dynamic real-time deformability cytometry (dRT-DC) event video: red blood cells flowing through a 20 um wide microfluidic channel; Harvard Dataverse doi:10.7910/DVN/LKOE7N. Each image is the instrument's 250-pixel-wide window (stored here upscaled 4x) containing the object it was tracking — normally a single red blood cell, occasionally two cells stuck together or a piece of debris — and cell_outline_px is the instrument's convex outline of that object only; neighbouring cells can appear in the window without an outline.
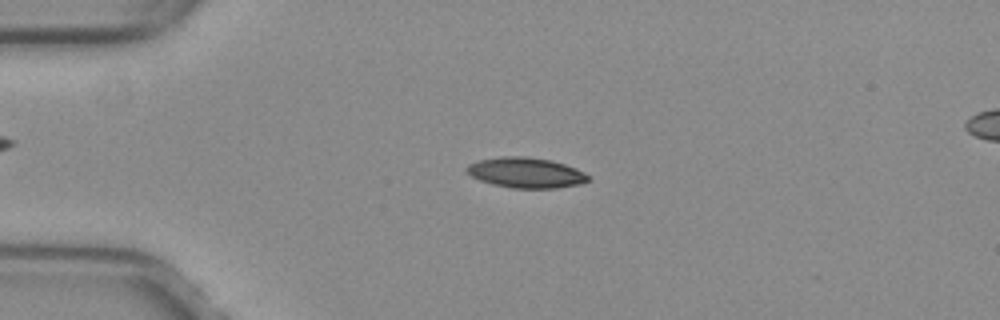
{"species": "common noctule bat (a hibernating species)", "species_latin": "Nyctalus noctula", "temperature_condition": "warm", "stored_images_in_passage": 51, "camera_frame_rate_fps": 3000, "um_per_image_px": 0.085, "animal": {"sex": "female", "body_mass_g": 29.2, "forearm_length_mm": 56.3}, "frame": {"image": 1, "passage_image": 12, "time_ms": 3.667, "image_size_px": [1000, 320], "cell_outline_px": [[588, 180], [580, 184], [556, 188], [512, 188], [492, 184], [480, 180], [464, 172], [464, 168], [468, 164], [476, 160], [500, 156], [524, 156], [552, 160], [576, 168], [584, 172], [588, 176]], "centroid_in_image_um": [44.64, 14.67], "position_along_channel_um": 40.4, "area_um2": 21.68}}
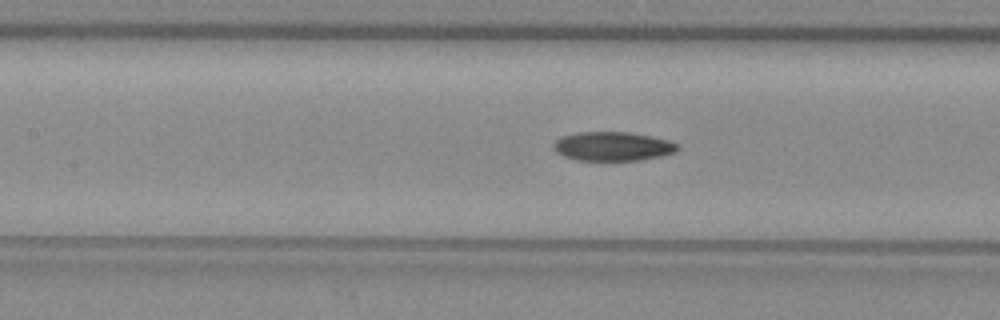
{"frame": {"image": 2, "passage_image": 23, "time_ms": 7.333, "image_size_px": [1000, 320], "cell_outline_px": [[680, 148], [676, 152], [660, 156], [640, 160], [576, 160], [564, 156], [556, 152], [552, 148], [552, 144], [560, 136], [576, 132], [632, 132], [652, 136], [668, 140], [680, 144]], "centroid_in_image_um": [52.08, 12.43], "position_along_channel_um": 155.3, "area_um2": 21.27}}
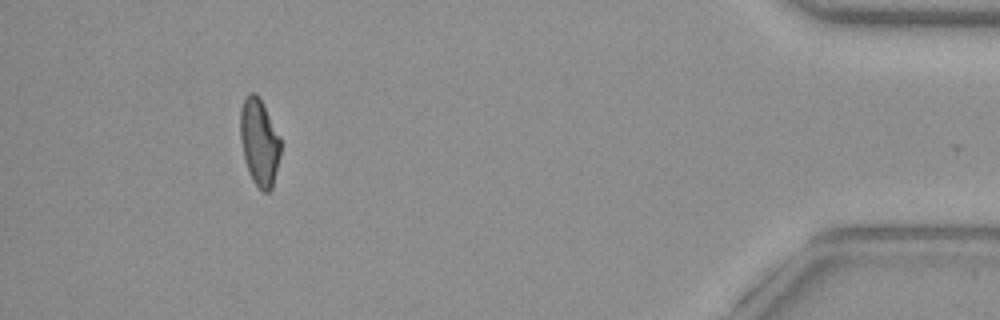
{"frame": {"image": 3, "passage_image": 47, "time_ms": 15.333, "image_size_px": [1000, 320], "cell_outline_px": [[280, 156], [272, 188], [268, 192], [264, 192], [252, 180], [248, 172], [240, 140], [240, 112], [244, 96], [248, 92], [256, 92], [280, 136]], "centroid_in_image_um": [22.03, 12.06], "position_along_channel_um": 413.2, "area_um2": 20.4}, "authors_computed_cell_mechanics": {"area_um2": 20.808, "velocity_mm_per_s": 4.0161, "shape_relaxation_time_tau1_ms": null, "shape_relaxation_time_tau2_ms": 7.5345, "deformation_change_tau1": null, "deformation_change_tau2": 0.1492}}